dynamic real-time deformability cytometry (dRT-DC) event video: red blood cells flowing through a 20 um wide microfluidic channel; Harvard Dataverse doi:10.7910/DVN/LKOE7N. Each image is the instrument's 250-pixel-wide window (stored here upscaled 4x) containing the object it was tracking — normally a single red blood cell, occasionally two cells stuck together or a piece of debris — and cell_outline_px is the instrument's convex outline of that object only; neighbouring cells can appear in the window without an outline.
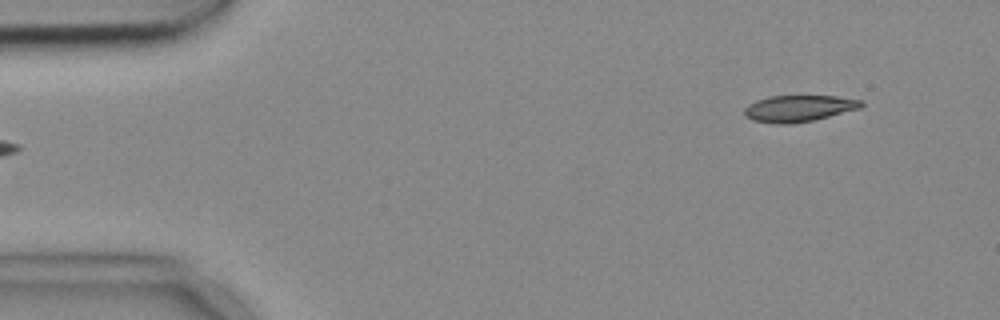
{"species": "common noctule bat (a hibernating species)", "species_latin": "Nyctalus noctula", "temperature_condition": "cold", "stored_images_in_passage": 5, "segment_of_instrument_passage": [2, 2], "camera_frame_rate_fps": 3000, "um_per_image_px": 0.085, "animal": {"sex": "female", "body_mass_g": 18.4}, "frame": {"image": 1, "passage_image": 5, "time_ms": 1.333, "image_size_px": [1000, 320], "cell_outline_px": [[864, 104], [860, 108], [812, 120], [788, 124], [776, 124], [752, 120], [744, 116], [744, 108], [748, 104], [756, 100], [768, 96], [836, 96], [864, 100]], "centroid_in_image_um": [67.86, 9.21], "position_along_channel_um": 17.1, "area_um2": 18.03}}